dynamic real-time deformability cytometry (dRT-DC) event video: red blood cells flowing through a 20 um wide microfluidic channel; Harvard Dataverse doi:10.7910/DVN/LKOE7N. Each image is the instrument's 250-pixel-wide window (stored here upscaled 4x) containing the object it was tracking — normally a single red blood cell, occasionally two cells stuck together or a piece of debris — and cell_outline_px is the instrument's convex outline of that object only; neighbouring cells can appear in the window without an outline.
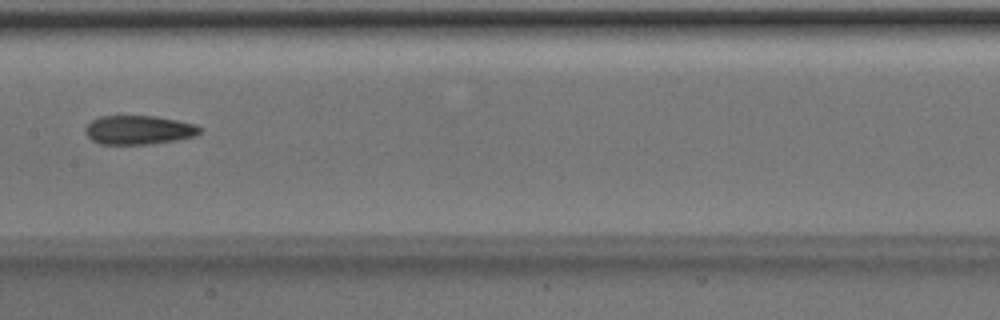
{"species": "Egyptian fruit bat (a non-hibernating species)", "species_latin": "Rousettus aegyptiacus", "temperature_condition": "room temperature", "stored_images_in_passage": 7, "camera_frame_rate_fps": 3000, "um_per_image_px": 0.085, "animal": {"sex": "male"}, "frame": {"image": 1, "passage_image": 7, "time_ms": 2.0, "image_size_px": [1000, 320], "cell_outline_px": [[200, 132], [196, 136], [176, 140], [148, 144], [100, 144], [92, 140], [84, 132], [84, 128], [92, 120], [100, 116], [156, 116], [196, 124], [200, 128]], "centroid_in_image_um": [11.77, 11.04], "position_along_channel_um": 195.6, "area_um2": 19.31}}